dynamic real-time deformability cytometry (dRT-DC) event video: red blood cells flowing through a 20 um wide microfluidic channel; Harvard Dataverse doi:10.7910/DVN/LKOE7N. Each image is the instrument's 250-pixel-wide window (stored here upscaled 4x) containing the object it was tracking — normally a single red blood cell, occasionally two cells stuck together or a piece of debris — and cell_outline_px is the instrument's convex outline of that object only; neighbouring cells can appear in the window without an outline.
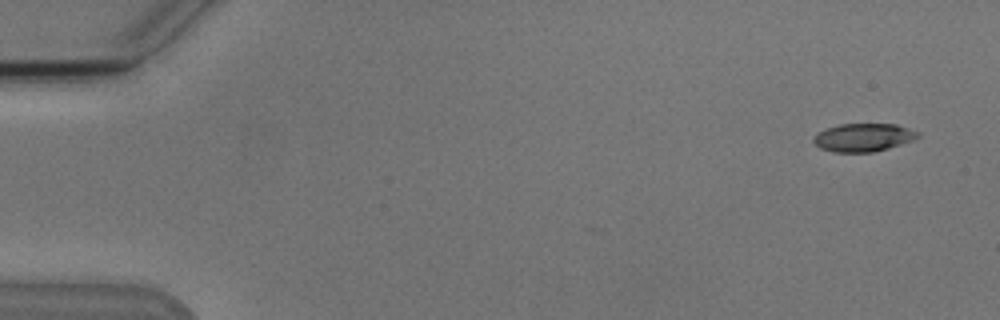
{"species": "Egyptian fruit bat (a non-hibernating species)", "species_latin": "Rousettus aegyptiacus", "temperature_condition": "cold", "stored_images_in_passage": 5, "camera_frame_rate_fps": 3000, "um_per_image_px": 0.085, "animal": {"sex": "male"}, "frame": {"image": 1, "passage_image": 1, "time_ms": 0.0, "image_size_px": [1000, 320], "cell_outline_px": [[920, 136], [912, 140], [888, 148], [872, 152], [832, 152], [820, 148], [812, 140], [816, 132], [840, 124], [896, 124], [920, 132]], "centroid_in_image_um": [73.37, 11.68], "position_along_channel_um": 11.6, "area_um2": 17.05}}
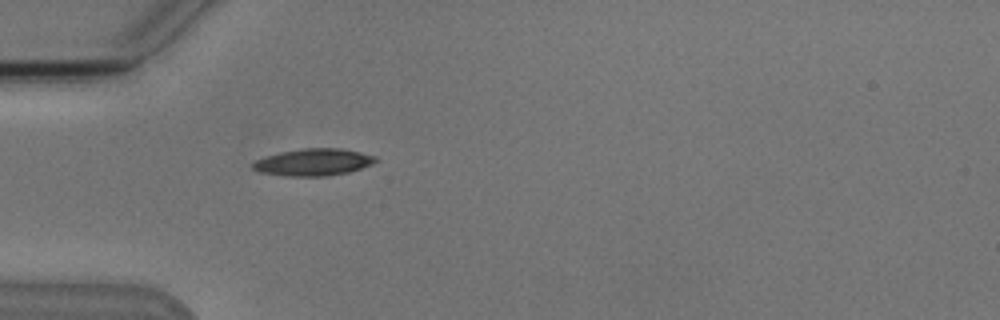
{"frame": {"image": 2, "passage_image": 5, "time_ms": 4.667, "image_size_px": [1000, 320], "cell_outline_px": [[376, 160], [372, 164], [348, 172], [328, 176], [288, 176], [260, 172], [252, 168], [252, 164], [256, 160], [264, 156], [280, 152], [304, 148], [340, 148], [360, 152], [376, 156]], "centroid_in_image_um": [26.62, 13.78], "position_along_channel_um": 58.4, "area_um2": 19.25}}